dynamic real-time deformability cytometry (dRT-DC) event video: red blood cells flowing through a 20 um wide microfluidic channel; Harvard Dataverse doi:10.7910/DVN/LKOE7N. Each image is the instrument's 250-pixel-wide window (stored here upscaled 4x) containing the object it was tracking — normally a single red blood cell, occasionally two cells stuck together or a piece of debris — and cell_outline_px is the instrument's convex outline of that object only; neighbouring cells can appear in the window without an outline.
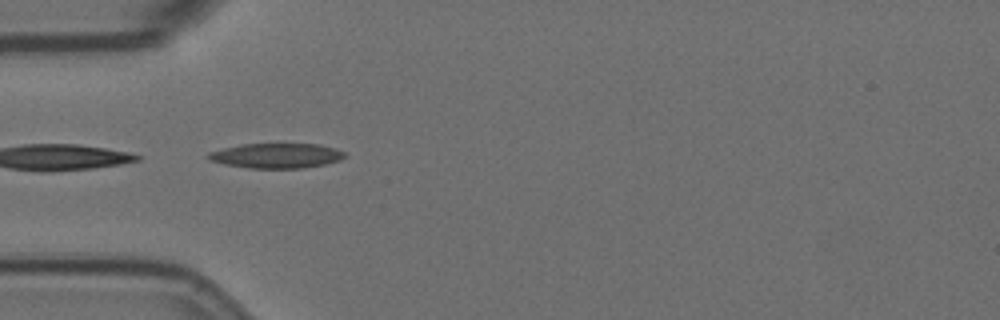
{"species": "Egyptian fruit bat (a non-hibernating species)", "species_latin": "Rousettus aegyptiacus", "temperature_condition": "room temperature", "stored_images_in_passage": 40, "camera_frame_rate_fps": 3000, "um_per_image_px": 0.085, "animal": {"sex": "female"}, "frame": {"image": 1, "passage_image": 1, "time_ms": 0.0, "image_size_px": [1000, 320], "cell_outline_px": [[344, 156], [340, 160], [324, 164], [304, 168], [248, 168], [224, 164], [212, 160], [204, 156], [208, 152], [224, 148], [244, 144], [320, 144], [336, 148], [344, 152]], "centroid_in_image_um": [23.49, 13.23], "position_along_channel_um": 61.5, "area_um2": 19.71}}
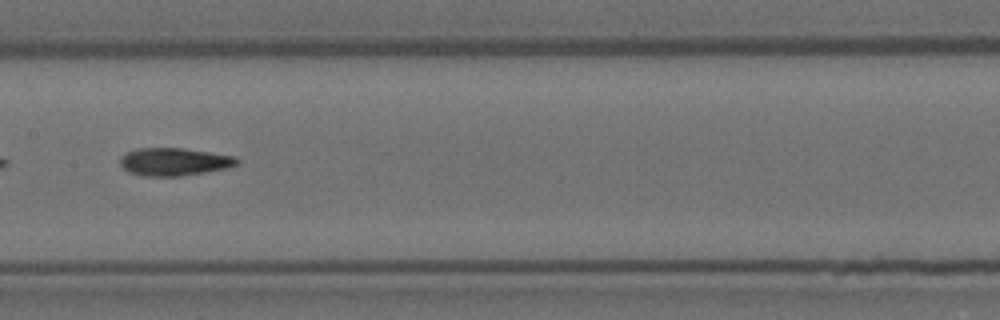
{"frame": {"image": 2, "passage_image": 12, "time_ms": 3.667, "image_size_px": [1000, 320], "cell_outline_px": [[240, 160], [236, 164], [224, 168], [204, 172], [180, 176], [144, 176], [128, 172], [120, 164], [120, 156], [136, 148], [184, 148], [236, 156]], "centroid_in_image_um": [14.78, 13.74], "position_along_channel_um": 192.6, "area_um2": 18.84}}
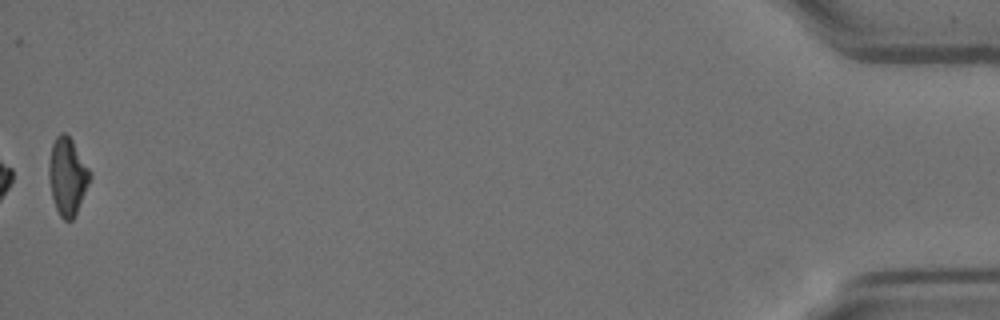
{"frame": {"image": 3, "passage_image": 40, "time_ms": 13.0, "image_size_px": [1000, 320], "cell_outline_px": [[92, 176], [76, 212], [72, 220], [64, 220], [60, 216], [56, 208], [52, 196], [48, 176], [48, 164], [52, 144], [56, 136], [60, 132], [64, 132], [72, 140], [88, 168]], "centroid_in_image_um": [5.71, 14.97], "position_along_channel_um": 429.5, "area_um2": 18.21}, "authors_computed_cell_mechanics": {"area_um2": 18.6405, "velocity_mm_per_s": 3.5905, "shape_relaxation_time_tau1_ms": null, "shape_relaxation_time_tau2_ms": 5.6, "deformation_change_tau1": null, "deformation_change_tau2": 0.1568}}